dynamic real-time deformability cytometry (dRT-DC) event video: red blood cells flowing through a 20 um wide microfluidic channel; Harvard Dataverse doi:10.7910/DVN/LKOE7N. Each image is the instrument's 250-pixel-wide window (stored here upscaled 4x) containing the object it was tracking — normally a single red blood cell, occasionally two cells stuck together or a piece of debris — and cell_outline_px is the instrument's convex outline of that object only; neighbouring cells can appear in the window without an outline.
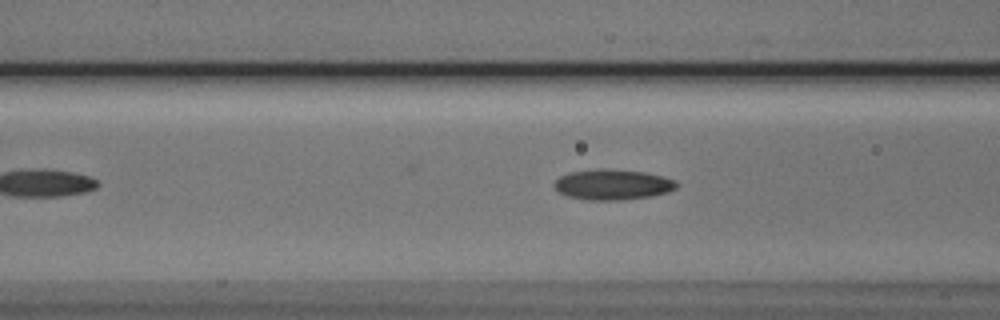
{"species": "Egyptian fruit bat (a non-hibernating species)", "species_latin": "Rousettus aegyptiacus", "temperature_condition": "cold", "stored_images_in_passage": 44, "camera_frame_rate_fps": 3000, "um_per_image_px": 0.085, "animal": {"sex": "male"}, "frame": {"image": 1, "passage_image": 14, "time_ms": 4.333, "image_size_px": [1000, 320], "cell_outline_px": [[680, 184], [676, 188], [668, 192], [652, 196], [620, 200], [588, 200], [568, 196], [560, 192], [552, 184], [560, 176], [568, 172], [600, 168], [604, 168], [644, 172], [676, 180]], "centroid_in_image_um": [52.08, 15.68], "position_along_channel_um": 114.5, "area_um2": 21.79}}
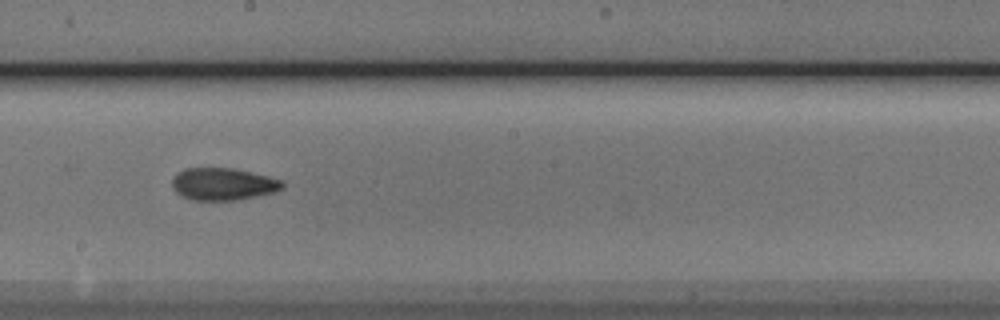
{"frame": {"image": 2, "passage_image": 23, "time_ms": 7.333, "image_size_px": [1000, 320], "cell_outline_px": [[284, 188], [272, 192], [256, 196], [236, 200], [192, 200], [176, 192], [172, 188], [172, 180], [184, 168], [232, 168], [268, 176], [280, 180], [284, 184]], "centroid_in_image_um": [18.95, 15.65], "position_along_channel_um": 229.2, "area_um2": 20.46}}
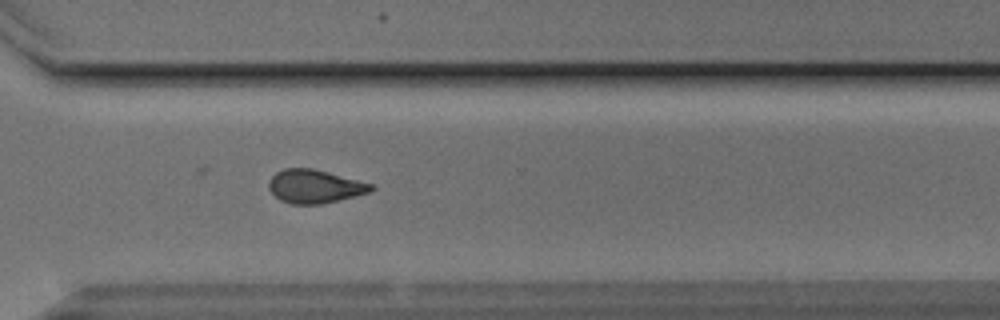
{"frame": {"image": 3, "passage_image": 32, "time_ms": 10.333, "image_size_px": [1000, 320], "cell_outline_px": [[376, 188], [368, 192], [340, 200], [320, 204], [292, 204], [280, 200], [268, 188], [268, 180], [276, 172], [284, 168], [312, 168], [328, 172], [372, 184]], "centroid_in_image_um": [26.72, 15.84], "position_along_channel_um": 343.9, "area_um2": 19.83}, "authors_computed_cell_mechanics": {"area_um2": 20.0277, "velocity_mm_per_s": 3.8265, "shape_relaxation_time_tau1_ms": 5.5052, "shape_relaxation_time_tau2_ms": 3.0436, "deformation_change_tau1": 0.1328, "deformation_change_tau2": 0.0997}}